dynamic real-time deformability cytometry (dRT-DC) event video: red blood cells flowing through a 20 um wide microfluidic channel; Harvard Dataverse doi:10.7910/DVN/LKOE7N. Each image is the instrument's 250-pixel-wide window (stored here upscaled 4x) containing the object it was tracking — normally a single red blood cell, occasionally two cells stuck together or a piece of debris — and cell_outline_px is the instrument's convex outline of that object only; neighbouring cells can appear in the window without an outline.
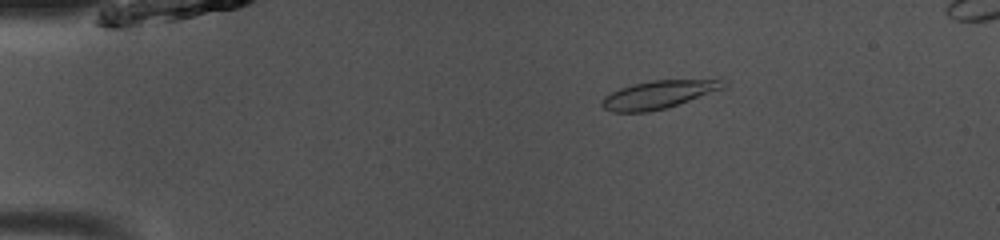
{"species": "common noctule bat (a hibernating species)", "species_latin": "Nyctalus noctula", "temperature_condition": "room temperature", "stored_images_in_passage": 50, "camera_frame_rate_fps": 3000, "um_per_image_px": 0.085, "animal": {"sex": "male", "body_mass_g": 13.0, "forearm_length_mm": 53.1}, "frame": {"image": 1, "passage_image": 10, "time_ms": 3.0, "image_size_px": [1000, 240], "cell_outline_px": [[728, 84], [724, 88], [664, 108], [648, 112], [612, 112], [604, 108], [600, 104], [600, 100], [604, 96], [620, 88], [652, 80], [728, 80]], "centroid_in_image_um": [55.93, 8.04], "position_along_channel_um": 29.1, "area_um2": 19.42}}
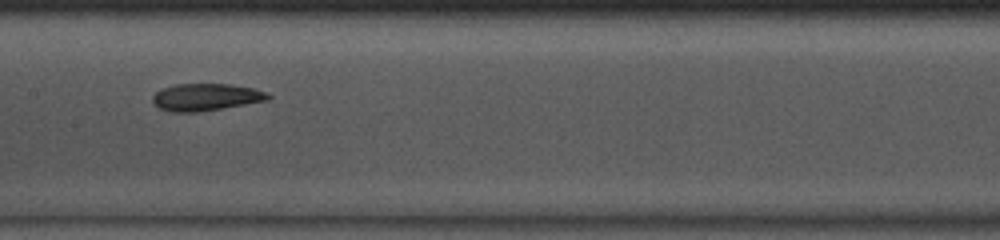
{"frame": {"image": 2, "passage_image": 26, "time_ms": 8.333, "image_size_px": [1000, 240], "cell_outline_px": [[272, 96], [268, 100], [196, 112], [172, 112], [160, 108], [152, 100], [152, 96], [156, 92], [164, 88], [176, 84], [228, 84], [252, 88], [268, 92]], "centroid_in_image_um": [17.51, 8.25], "position_along_channel_um": 189.9, "area_um2": 17.98}}
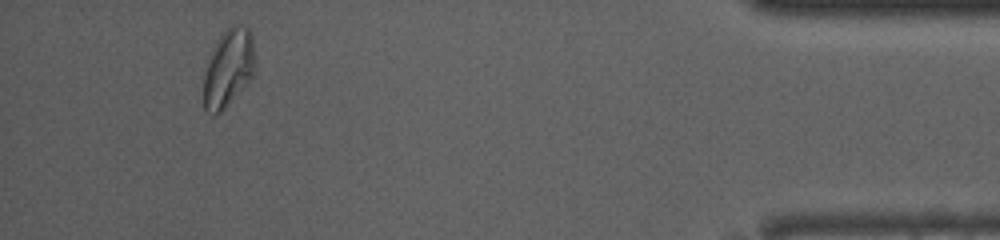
{"frame": {"image": 3, "passage_image": 47, "time_ms": 15.333, "image_size_px": [1000, 240], "cell_outline_px": [[256, 72], [248, 84], [220, 112], [208, 112], [204, 108], [204, 72], [208, 56], [220, 36], [232, 24], [236, 24], [248, 28], [252, 36], [256, 64]], "centroid_in_image_um": [19.45, 5.76], "position_along_channel_um": 415.8, "area_um2": 23.47}, "authors_computed_cell_mechanics": {"area_um2": 19.3341, "velocity_mm_per_s": 4.0653, "shape_relaxation_time_tau1_ms": 3.8756, "shape_relaxation_time_tau2_ms": 1.2597, "deformation_change_tau1": 0.1058, "deformation_change_tau2": 0.0608}}